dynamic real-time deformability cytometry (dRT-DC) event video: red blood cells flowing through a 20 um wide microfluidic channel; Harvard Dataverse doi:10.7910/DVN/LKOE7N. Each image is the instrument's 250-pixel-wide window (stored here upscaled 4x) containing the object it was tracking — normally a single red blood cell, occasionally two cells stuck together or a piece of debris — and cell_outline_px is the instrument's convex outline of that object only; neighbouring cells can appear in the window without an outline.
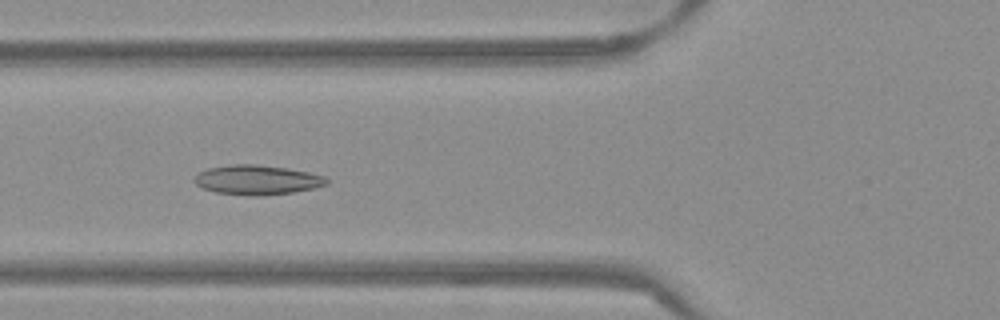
{"species": "Egyptian fruit bat (a non-hibernating species)", "species_latin": "Rousettus aegyptiacus", "temperature_condition": "warm", "stored_images_in_passage": 54, "camera_frame_rate_fps": 3000, "um_per_image_px": 0.085, "frame": {"image": 1, "passage_image": 20, "time_ms": 6.333, "image_size_px": [1000, 320], "cell_outline_px": [[328, 184], [312, 188], [292, 192], [260, 196], [248, 196], [216, 192], [200, 188], [192, 180], [196, 172], [208, 168], [232, 164], [256, 164], [288, 168], [308, 172], [324, 176], [328, 180]], "centroid_in_image_um": [21.78, 15.29], "position_along_channel_um": 104.0, "area_um2": 23.0}}
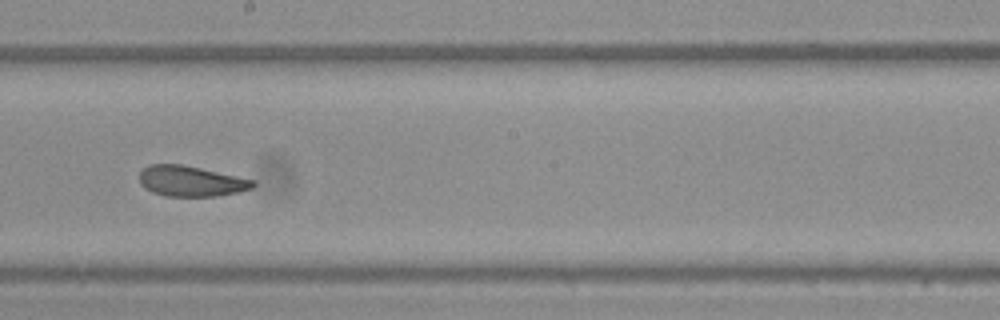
{"frame": {"image": 2, "passage_image": 30, "time_ms": 9.667, "image_size_px": [1000, 320], "cell_outline_px": [[256, 184], [252, 188], [240, 192], [216, 196], [164, 196], [152, 192], [144, 188], [140, 184], [140, 172], [148, 164], [180, 164], [200, 168], [256, 180]], "centroid_in_image_um": [16.23, 15.4], "position_along_channel_um": 232.0, "area_um2": 20.29}}
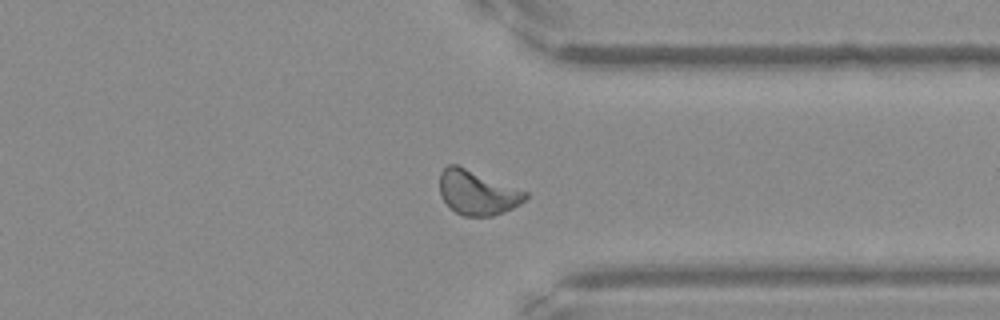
{"frame": {"image": 3, "passage_image": 41, "time_ms": 13.333, "image_size_px": [1000, 320], "cell_outline_px": [[528, 196], [520, 204], [504, 212], [492, 216], [464, 216], [456, 212], [440, 196], [440, 172], [448, 164], [456, 164], [528, 192]], "centroid_in_image_um": [40.57, 16.37], "position_along_channel_um": 370.8, "area_um2": 22.02}, "authors_computed_cell_mechanics": {"area_um2": 21.675, "velocity_mm_per_s": 3.8317, "shape_relaxation_time_tau1_ms": 8.9313, "shape_relaxation_time_tau2_ms": 1.8833, "deformation_change_tau1": 0.1483, "deformation_change_tau2": 0.0781}}